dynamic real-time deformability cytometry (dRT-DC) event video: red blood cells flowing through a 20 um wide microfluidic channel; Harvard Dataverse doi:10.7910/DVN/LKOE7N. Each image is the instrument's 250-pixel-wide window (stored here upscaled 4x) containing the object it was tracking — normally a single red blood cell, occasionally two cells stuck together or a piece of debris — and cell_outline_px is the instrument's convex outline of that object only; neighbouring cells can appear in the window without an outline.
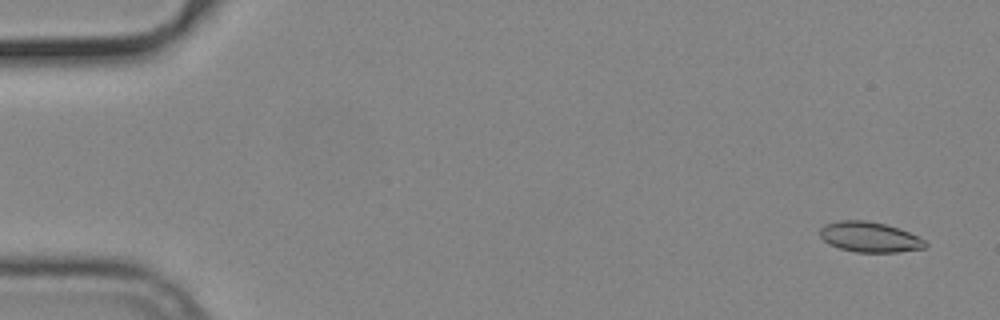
{"species": "common noctule bat (a hibernating species)", "species_latin": "Nyctalus noctula", "temperature_condition": "cold", "stored_images_in_passage": 55, "camera_frame_rate_fps": 3000, "um_per_image_px": 0.085, "animal": {"sex": "male", "body_mass_g": 19.2, "forearm_length_mm": 51.8}, "frame": {"image": 1, "passage_image": 3, "time_ms": 0.667, "image_size_px": [1000, 320], "cell_outline_px": [[928, 244], [924, 248], [896, 252], [856, 252], [840, 248], [828, 244], [820, 236], [820, 228], [824, 224], [840, 220], [864, 220], [884, 224], [908, 232], [924, 240]], "centroid_in_image_um": [73.88, 20.15], "position_along_channel_um": 11.1, "area_um2": 18.38}}
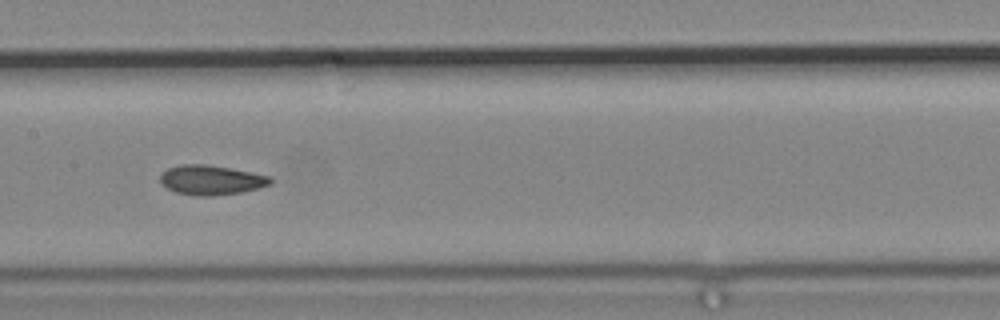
{"frame": {"image": 2, "passage_image": 28, "time_ms": 9.0, "image_size_px": [1000, 320], "cell_outline_px": [[272, 184], [260, 188], [240, 192], [212, 196], [196, 196], [176, 192], [160, 184], [160, 176], [168, 168], [180, 164], [204, 164], [252, 172], [272, 176]], "centroid_in_image_um": [17.97, 15.3], "position_along_channel_um": 189.4, "area_um2": 19.07}}
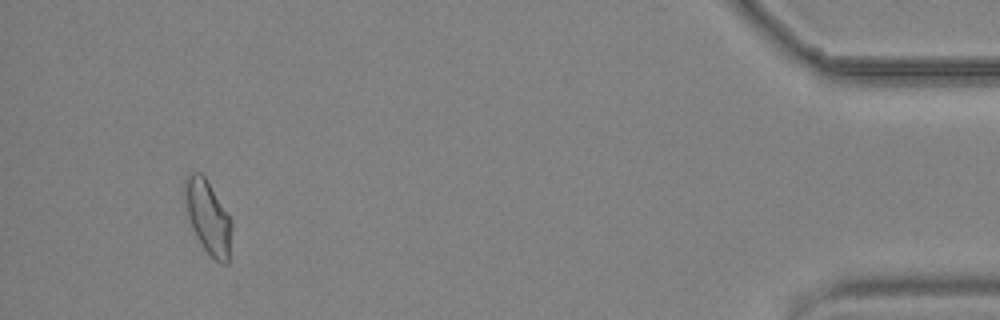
{"frame": {"image": 3, "passage_image": 52, "time_ms": 17.0, "image_size_px": [1000, 320], "cell_outline_px": [[232, 224], [228, 264], [220, 264], [204, 248], [196, 236], [192, 228], [188, 216], [184, 192], [184, 180], [188, 172], [200, 172], [204, 176], [232, 220]], "centroid_in_image_um": [17.68, 18.44], "position_along_channel_um": 417.5, "area_um2": 19.83}, "authors_computed_cell_mechanics": {"area_um2": 19.0162, "velocity_mm_per_s": 3.7574, "shape_relaxation_time_tau1_ms": null, "shape_relaxation_time_tau2_ms": 2.8657, "deformation_change_tau1": null, "deformation_change_tau2": 0.0764}}